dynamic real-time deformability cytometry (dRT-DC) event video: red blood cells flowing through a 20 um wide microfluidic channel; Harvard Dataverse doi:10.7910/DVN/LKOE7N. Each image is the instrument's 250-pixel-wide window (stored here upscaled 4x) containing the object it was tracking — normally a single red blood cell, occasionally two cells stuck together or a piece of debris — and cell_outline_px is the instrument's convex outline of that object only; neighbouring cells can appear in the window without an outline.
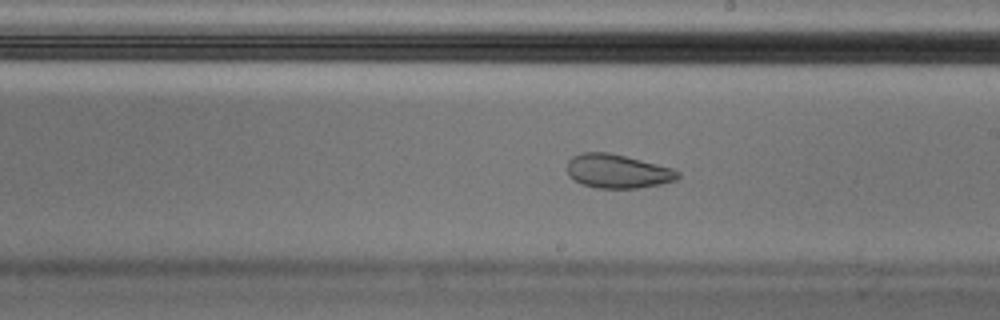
{"species": "Egyptian fruit bat (a non-hibernating species)", "species_latin": "Rousettus aegyptiacus", "temperature_condition": "cold", "stored_images_in_passage": 58, "camera_frame_rate_fps": 3000, "um_per_image_px": 0.085, "animal": {"sex": "male"}, "frame": {"image": 1, "passage_image": 34, "time_ms": 11.0, "image_size_px": [1000, 320], "cell_outline_px": [[680, 176], [676, 180], [660, 184], [640, 188], [596, 188], [580, 184], [568, 176], [568, 160], [572, 156], [580, 152], [608, 152], [672, 168], [680, 172]], "centroid_in_image_um": [52.46, 14.56], "position_along_channel_um": 236.5, "area_um2": 21.91}}